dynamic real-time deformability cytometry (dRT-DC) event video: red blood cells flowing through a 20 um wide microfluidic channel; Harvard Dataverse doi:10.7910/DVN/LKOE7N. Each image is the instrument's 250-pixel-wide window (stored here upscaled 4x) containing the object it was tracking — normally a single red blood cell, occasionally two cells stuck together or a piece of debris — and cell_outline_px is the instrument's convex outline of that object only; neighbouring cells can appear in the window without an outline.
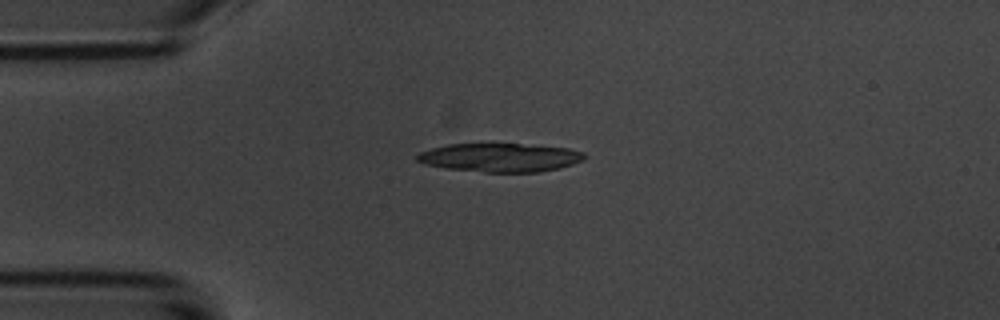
{"species": "common noctule bat (a hibernating species)", "species_latin": "Nyctalus noctula", "temperature_condition": "room temperature", "stored_images_in_passage": 5, "camera_frame_rate_fps": 3000, "um_per_image_px": 0.085, "animal": {"sex": "male", "body_mass_g": 20.1, "forearm_length_mm": 53.5}, "frame": {"image": 1, "passage_image": 5, "time_ms": 4.667, "image_size_px": [1000, 320], "cell_outline_px": [[584, 160], [560, 168], [540, 172], [484, 172], [444, 168], [424, 164], [416, 160], [416, 156], [420, 152], [432, 148], [448, 144], [520, 144], [568, 148], [584, 152]], "centroid_in_image_um": [42.5, 13.39], "position_along_channel_um": 42.5, "area_um2": 27.86}}